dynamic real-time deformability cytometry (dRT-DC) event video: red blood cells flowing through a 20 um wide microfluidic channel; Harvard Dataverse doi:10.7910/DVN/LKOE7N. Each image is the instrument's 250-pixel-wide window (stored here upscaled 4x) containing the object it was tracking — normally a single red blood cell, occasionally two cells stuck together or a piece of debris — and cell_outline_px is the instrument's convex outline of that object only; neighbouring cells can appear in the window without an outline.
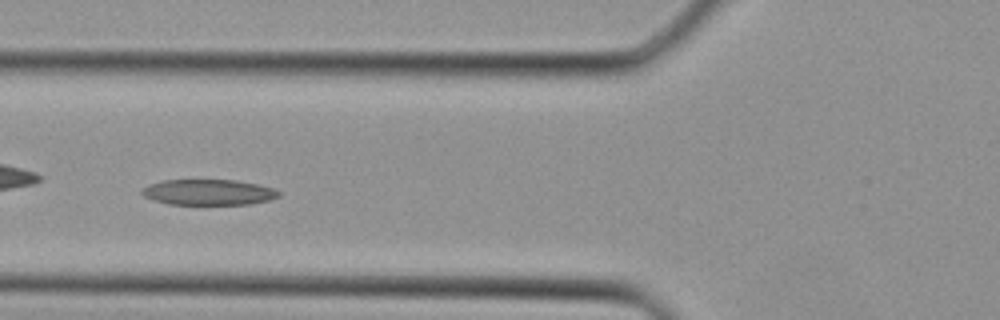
{"species": "Egyptian fruit bat (a non-hibernating species)", "species_latin": "Rousettus aegyptiacus", "temperature_condition": "cold", "stored_images_in_passage": 27, "camera_frame_rate_fps": 3000, "um_per_image_px": 0.085, "animal": {"sex": "female"}, "frame": {"image": 1, "passage_image": 4, "time_ms": 1.0, "image_size_px": [1000, 320], "cell_outline_px": [[280, 196], [268, 200], [248, 204], [168, 204], [144, 196], [140, 192], [148, 184], [160, 180], [236, 180], [256, 184], [272, 188], [280, 192]], "centroid_in_image_um": [17.7, 16.33], "position_along_channel_um": 108.1, "area_um2": 20.29}}
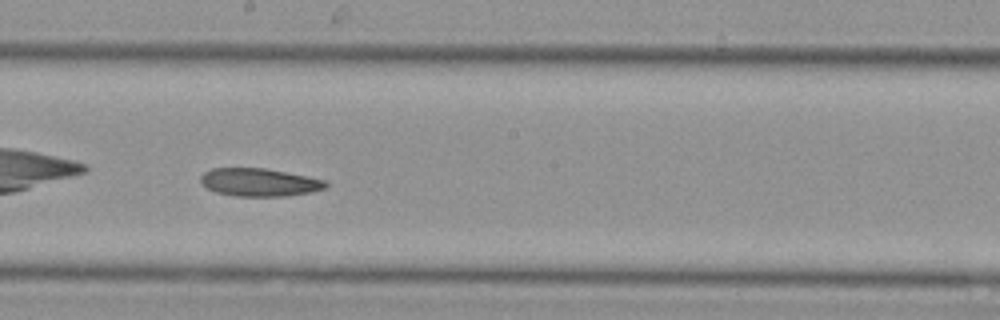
{"frame": {"image": 2, "passage_image": 11, "time_ms": 3.333, "image_size_px": [1000, 320], "cell_outline_px": [[328, 184], [324, 188], [312, 192], [284, 196], [236, 196], [216, 192], [208, 188], [200, 180], [200, 176], [204, 172], [212, 168], [264, 168], [308, 176], [324, 180]], "centroid_in_image_um": [22.04, 15.49], "position_along_channel_um": 226.2, "area_um2": 20.23}}
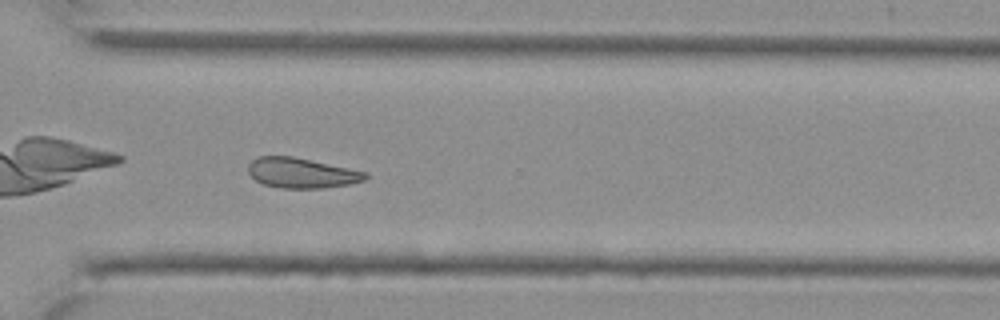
{"frame": {"image": 3, "passage_image": 18, "time_ms": 5.667, "image_size_px": [1000, 320], "cell_outline_px": [[368, 176], [364, 180], [348, 184], [324, 188], [280, 188], [264, 184], [256, 180], [248, 172], [248, 164], [256, 156], [292, 156], [368, 172]], "centroid_in_image_um": [25.62, 14.7], "position_along_channel_um": 345.0, "area_um2": 20.52}}